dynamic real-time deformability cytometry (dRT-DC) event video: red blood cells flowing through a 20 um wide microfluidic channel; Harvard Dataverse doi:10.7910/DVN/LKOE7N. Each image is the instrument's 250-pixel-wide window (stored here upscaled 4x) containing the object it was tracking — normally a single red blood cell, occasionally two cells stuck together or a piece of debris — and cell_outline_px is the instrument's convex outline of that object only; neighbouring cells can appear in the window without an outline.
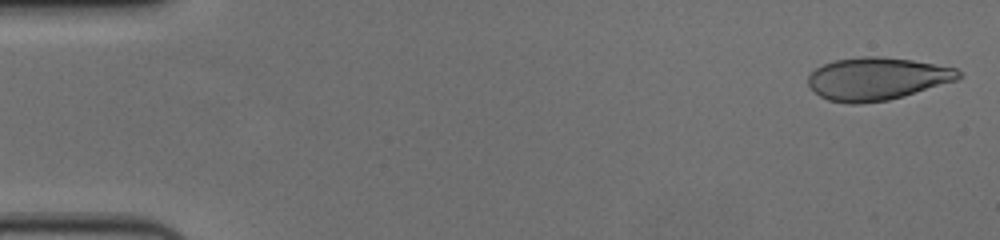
{"species": "human", "species_latin": "Homo sapiens", "temperature_condition": "cold", "stored_images_in_passage": 57, "camera_frame_rate_fps": 3000, "um_per_image_px": 0.085, "donor": {"sex": "female"}, "frame": {"image": 1, "passage_image": 2, "time_ms": 0.333, "image_size_px": [1000, 240], "cell_outline_px": [[964, 76], [956, 80], [904, 96], [888, 100], [860, 104], [848, 104], [828, 100], [820, 96], [808, 84], [808, 76], [816, 68], [824, 64], [836, 60], [860, 56], [880, 56], [912, 60], [956, 68]], "centroid_in_image_um": [74.54, 6.69], "position_along_channel_um": 10.5, "area_um2": 37.34}}
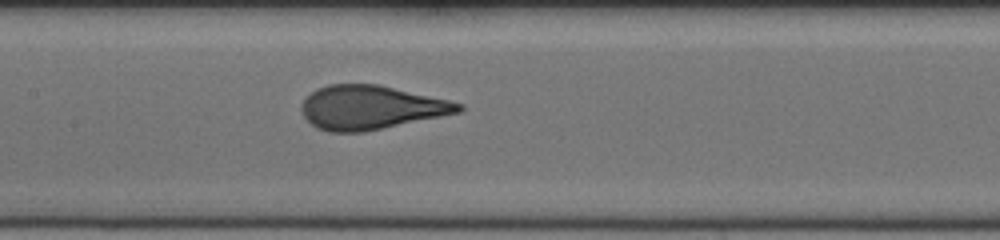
{"frame": {"image": 2, "passage_image": 28, "time_ms": 9.0, "image_size_px": [1000, 240], "cell_outline_px": [[464, 108], [460, 112], [364, 132], [328, 132], [316, 128], [304, 116], [300, 108], [300, 104], [316, 88], [328, 84], [380, 84], [448, 100], [464, 104]], "centroid_in_image_um": [31.5, 9.13], "position_along_channel_um": 175.9, "area_um2": 40.11}}
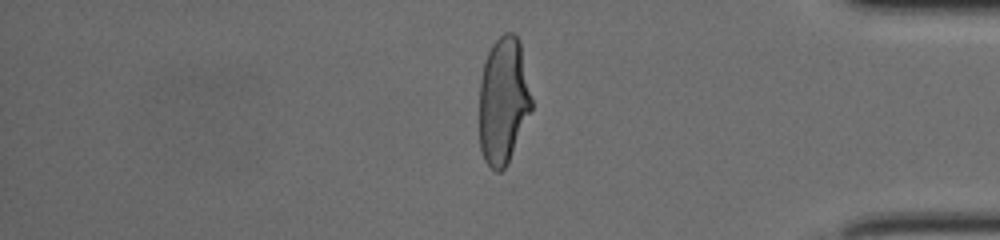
{"frame": {"image": 3, "passage_image": 48, "time_ms": 15.667, "image_size_px": [1000, 240], "cell_outline_px": [[532, 108], [508, 164], [500, 172], [496, 172], [484, 160], [480, 148], [480, 80], [484, 64], [488, 52], [492, 44], [504, 32], [512, 32], [520, 40], [532, 100]], "centroid_in_image_um": [42.78, 8.56], "position_along_channel_um": 392.4, "area_um2": 38.67}, "authors_computed_cell_mechanics": {"area_um2": 39.9398, "velocity_mm_per_s": 3.6393, "shape_relaxation_time_tau1_ms": 5.2918, "shape_relaxation_time_tau2_ms": null, "deformation_change_tau1": 0.2316, "deformation_change_tau2": null}}